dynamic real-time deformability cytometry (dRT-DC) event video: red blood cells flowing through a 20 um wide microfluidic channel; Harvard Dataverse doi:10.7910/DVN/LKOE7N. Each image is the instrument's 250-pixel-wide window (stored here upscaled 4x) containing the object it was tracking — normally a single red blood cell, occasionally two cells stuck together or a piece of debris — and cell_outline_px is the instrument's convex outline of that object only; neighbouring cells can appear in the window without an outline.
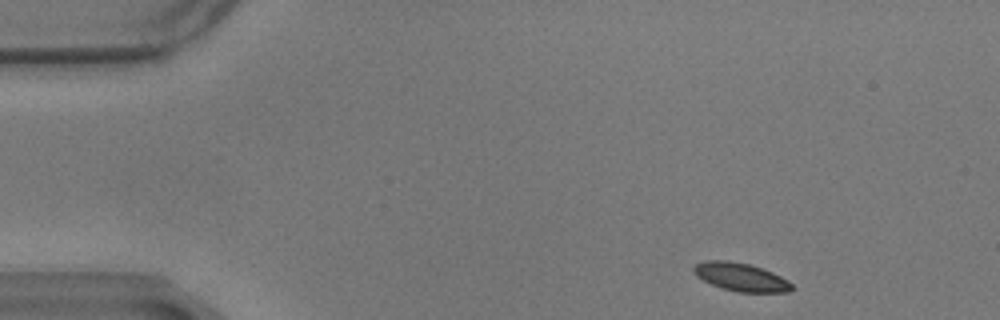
{"species": "common noctule bat (a hibernating species)", "species_latin": "Nyctalus noctula", "temperature_condition": "warm", "stored_images_in_passage": 52, "camera_frame_rate_fps": 3000, "um_per_image_px": 0.085, "animal": {"sex": "male", "body_mass_g": 17.9}, "frame": {"image": 1, "passage_image": 1, "time_ms": 0.0, "image_size_px": [1000, 320], "cell_outline_px": [[792, 288], [788, 292], [736, 292], [712, 284], [696, 276], [692, 272], [692, 268], [696, 264], [704, 260], [728, 260], [748, 264], [772, 272], [788, 280], [792, 284]], "centroid_in_image_um": [62.94, 23.54], "position_along_channel_um": 22.1, "area_um2": 16.01}}
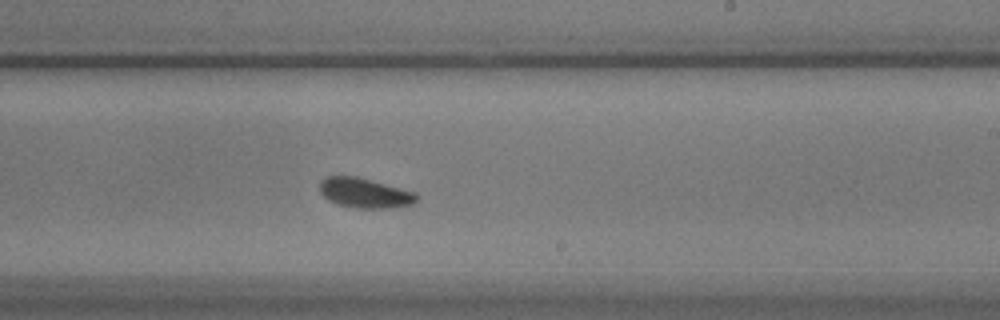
{"frame": {"image": 2, "passage_image": 29, "time_ms": 9.333, "image_size_px": [1000, 320], "cell_outline_px": [[420, 196], [412, 204], [384, 208], [356, 208], [336, 204], [328, 200], [320, 192], [320, 180], [328, 176], [356, 176], [416, 192]], "centroid_in_image_um": [30.99, 16.4], "position_along_channel_um": 258.0, "area_um2": 16.82}}
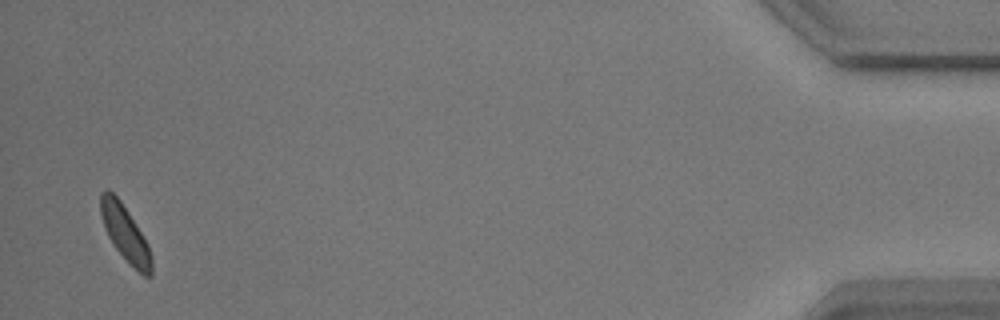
{"frame": {"image": 3, "passage_image": 51, "time_ms": 16.667, "image_size_px": [1000, 320], "cell_outline_px": [[152, 276], [144, 276], [116, 248], [108, 236], [104, 228], [100, 216], [100, 192], [104, 188], [108, 188], [120, 200], [128, 212], [148, 244], [152, 260]], "centroid_in_image_um": [10.6, 19.77], "position_along_channel_um": 424.6, "area_um2": 16.18}, "authors_computed_cell_mechanics": {"area_um2": 16.6753, "velocity_mm_per_s": 3.4119, "shape_relaxation_time_tau1_ms": 9.1524, "shape_relaxation_time_tau2_ms": 4.7694, "deformation_change_tau1": 0.144, "deformation_change_tau2": 0.0884}}